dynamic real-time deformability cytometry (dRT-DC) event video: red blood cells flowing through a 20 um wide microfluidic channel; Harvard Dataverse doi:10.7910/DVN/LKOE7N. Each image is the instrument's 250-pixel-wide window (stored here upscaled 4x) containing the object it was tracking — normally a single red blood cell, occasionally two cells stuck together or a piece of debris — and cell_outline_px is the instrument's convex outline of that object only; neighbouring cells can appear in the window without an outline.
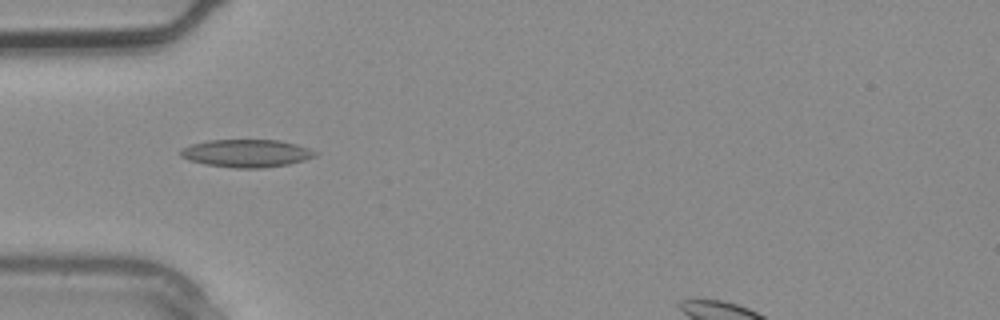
{"species": "common noctule bat (a hibernating species)", "species_latin": "Nyctalus noctula", "temperature_condition": "warm", "stored_images_in_passage": 2, "camera_frame_rate_fps": 3000, "um_per_image_px": 0.085, "animal": {"sex": "male", "body_mass_g": 20.4}, "frame": {"image": 1, "passage_image": 2, "time_ms": 0.333, "image_size_px": [1000, 320], "cell_outline_px": [[320, 152], [316, 156], [304, 160], [288, 164], [264, 168], [232, 168], [204, 164], [188, 160], [180, 156], [180, 148], [192, 144], [208, 140], [280, 140], [296, 144]], "centroid_in_image_um": [20.95, 13.03], "position_along_channel_um": 64.1, "area_um2": 21.96}}